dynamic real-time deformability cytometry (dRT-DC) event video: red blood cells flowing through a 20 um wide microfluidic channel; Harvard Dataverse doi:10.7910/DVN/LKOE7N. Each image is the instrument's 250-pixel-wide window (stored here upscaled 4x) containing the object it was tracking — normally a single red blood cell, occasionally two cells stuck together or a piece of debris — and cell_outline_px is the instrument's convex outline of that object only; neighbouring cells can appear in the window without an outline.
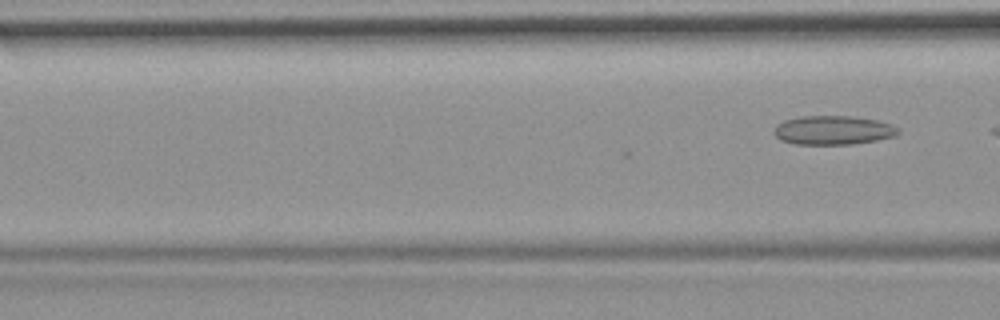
{"species": "common noctule bat (a hibernating species)", "species_latin": "Nyctalus noctula", "temperature_condition": "room temperature", "stored_images_in_passage": 3, "camera_frame_rate_fps": 3000, "um_per_image_px": 0.085, "animal": {"sex": "female", "body_mass_g": 19.9}, "frame": {"image": 1, "passage_image": 3, "time_ms": 0.667, "image_size_px": [1000, 320], "cell_outline_px": [[900, 132], [892, 136], [876, 140], [852, 144], [792, 144], [780, 140], [772, 132], [776, 124], [784, 120], [800, 116], [852, 116], [876, 120], [892, 124], [900, 128]], "centroid_in_image_um": [70.78, 11.06], "position_along_channel_um": 95.8, "area_um2": 21.1}}